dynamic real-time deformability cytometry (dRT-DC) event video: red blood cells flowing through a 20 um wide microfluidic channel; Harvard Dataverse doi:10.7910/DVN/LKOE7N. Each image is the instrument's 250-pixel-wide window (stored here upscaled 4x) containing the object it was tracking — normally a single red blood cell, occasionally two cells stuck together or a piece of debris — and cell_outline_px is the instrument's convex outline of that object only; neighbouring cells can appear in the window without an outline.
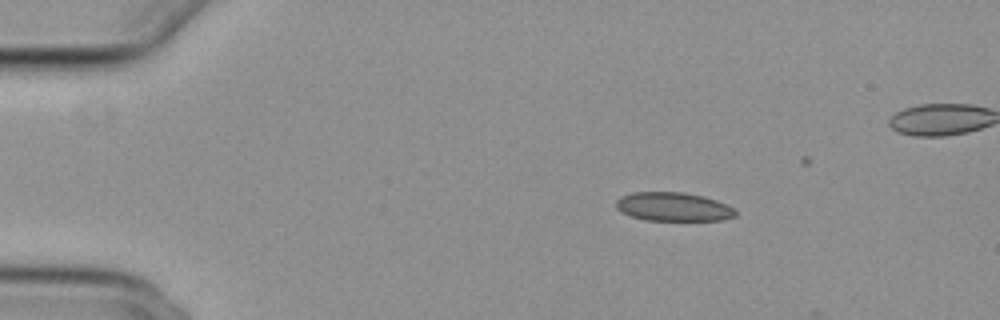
{"species": "common noctule bat (a hibernating species)", "species_latin": "Nyctalus noctula", "temperature_condition": "cold", "stored_images_in_passage": 13, "camera_frame_rate_fps": 3000, "um_per_image_px": 0.085, "animal": {"sex": "female", "body_mass_g": 29.2, "forearm_length_mm": 56.3}, "frame": {"image": 1, "passage_image": 9, "time_ms": 2.667, "image_size_px": [1000, 320], "cell_outline_px": [[736, 216], [724, 220], [644, 220], [632, 216], [616, 208], [616, 200], [620, 196], [632, 192], [684, 192], [704, 196], [716, 200], [732, 208], [736, 212]], "centroid_in_image_um": [57.22, 17.57], "position_along_channel_um": 27.8, "area_um2": 19.94}}